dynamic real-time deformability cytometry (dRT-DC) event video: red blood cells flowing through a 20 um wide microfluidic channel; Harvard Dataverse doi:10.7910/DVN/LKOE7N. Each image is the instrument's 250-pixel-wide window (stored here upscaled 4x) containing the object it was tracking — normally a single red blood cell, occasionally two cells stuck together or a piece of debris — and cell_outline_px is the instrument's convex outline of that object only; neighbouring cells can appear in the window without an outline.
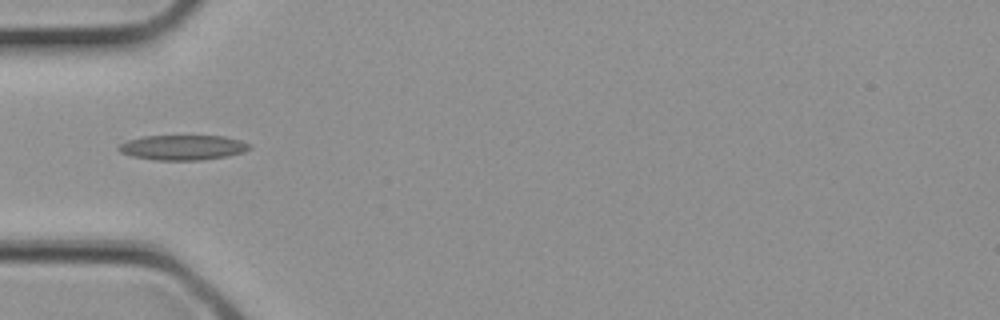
{"species": "common noctule bat (a hibernating species)", "species_latin": "Nyctalus noctula", "temperature_condition": "cold", "stored_images_in_passage": 1, "camera_frame_rate_fps": 3000, "um_per_image_px": 0.085, "animal": {"sex": "female", "body_mass_g": 21.9}, "frame": {"image": 1, "passage_image": 1, "time_ms": 0.0, "image_size_px": [1000, 320], "cell_outline_px": [[252, 148], [244, 152], [228, 156], [204, 160], [156, 160], [132, 156], [120, 152], [116, 148], [120, 144], [128, 140], [144, 136], [224, 136], [240, 140], [252, 144]], "centroid_in_image_um": [15.58, 12.54], "position_along_channel_um": 69.4, "area_um2": 19.19}}